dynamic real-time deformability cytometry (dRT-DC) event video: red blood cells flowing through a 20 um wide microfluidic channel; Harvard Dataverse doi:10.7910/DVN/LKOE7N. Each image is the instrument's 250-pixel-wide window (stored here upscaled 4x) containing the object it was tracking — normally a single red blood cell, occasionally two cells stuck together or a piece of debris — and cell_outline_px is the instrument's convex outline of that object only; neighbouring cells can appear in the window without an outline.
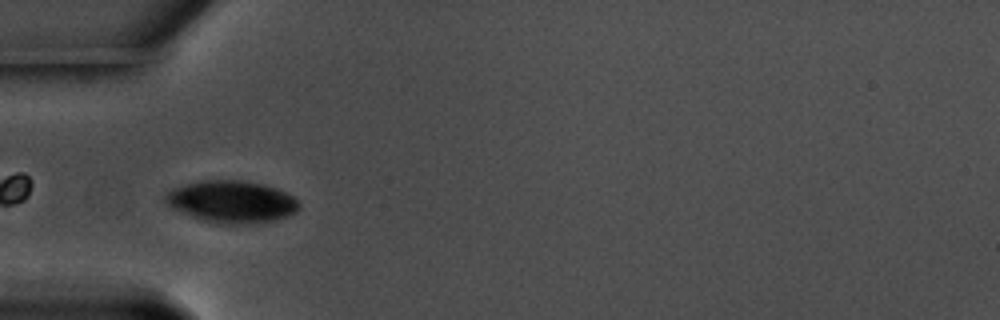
{"species": "common noctule bat (a hibernating species)", "species_latin": "Nyctalus noctula", "temperature_condition": "warm", "stored_images_in_passage": 18, "camera_frame_rate_fps": 3000, "um_per_image_px": 0.085, "animal": {"sex": "male", "body_mass_g": 17.5, "forearm_length_mm": 52.3}, "frame": {"image": 1, "passage_image": 3, "time_ms": 0.667, "image_size_px": [1000, 320], "cell_outline_px": [[300, 208], [296, 212], [288, 216], [256, 224], [224, 224], [204, 220], [172, 208], [164, 200], [164, 196], [172, 188], [200, 180], [240, 180], [264, 184], [276, 188], [292, 196], [300, 204]], "centroid_in_image_um": [19.71, 17.14], "position_along_channel_um": 65.3, "area_um2": 32.66}}